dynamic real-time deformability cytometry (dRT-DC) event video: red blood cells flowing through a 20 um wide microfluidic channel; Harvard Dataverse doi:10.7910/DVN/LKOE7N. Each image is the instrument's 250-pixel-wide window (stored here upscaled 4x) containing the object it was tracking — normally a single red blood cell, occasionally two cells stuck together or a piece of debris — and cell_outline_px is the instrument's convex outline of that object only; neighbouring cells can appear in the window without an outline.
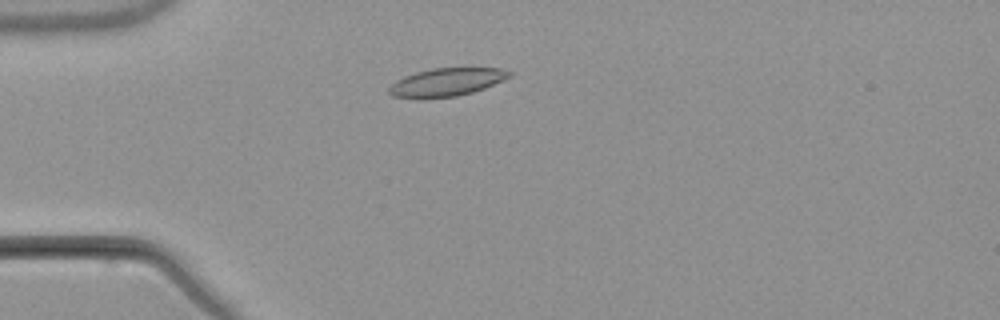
{"species": "common noctule bat (a hibernating species)", "species_latin": "Nyctalus noctula", "temperature_condition": "warm", "stored_images_in_passage": 4, "camera_frame_rate_fps": 3000, "um_per_image_px": 0.085, "animal": {"sex": "male", "body_mass_g": 21.5, "forearm_length_mm": 52.0}, "frame": {"image": 1, "passage_image": 3, "time_ms": 2.333, "image_size_px": [1000, 320], "cell_outline_px": [[512, 76], [484, 88], [472, 92], [456, 96], [420, 100], [392, 96], [388, 92], [388, 88], [396, 80], [404, 76], [416, 72], [432, 68], [468, 64], [504, 68], [512, 72]], "centroid_in_image_um": [38.01, 6.93], "position_along_channel_um": 47.0, "area_um2": 21.04}}
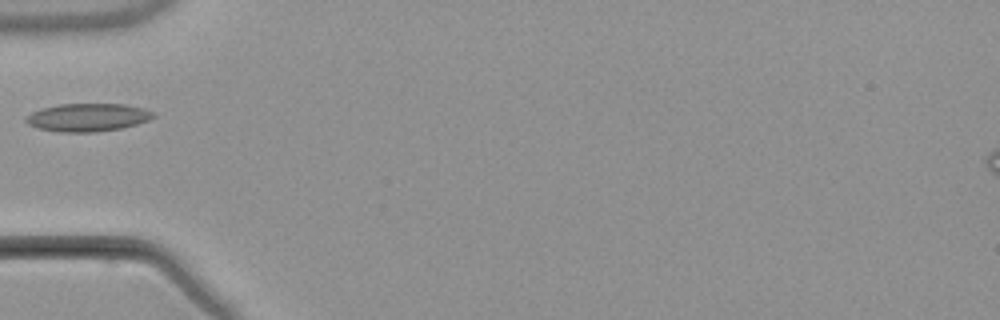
{"frame": {"image": 2, "passage_image": 4, "time_ms": 3.667, "image_size_px": [1000, 320], "cell_outline_px": [[156, 116], [148, 120], [136, 124], [120, 128], [92, 132], [60, 132], [36, 128], [28, 124], [24, 120], [24, 116], [40, 108], [60, 104], [124, 104], [144, 108], [152, 112]], "centroid_in_image_um": [7.4, 9.97], "position_along_channel_um": 77.6, "area_um2": 20.81}}